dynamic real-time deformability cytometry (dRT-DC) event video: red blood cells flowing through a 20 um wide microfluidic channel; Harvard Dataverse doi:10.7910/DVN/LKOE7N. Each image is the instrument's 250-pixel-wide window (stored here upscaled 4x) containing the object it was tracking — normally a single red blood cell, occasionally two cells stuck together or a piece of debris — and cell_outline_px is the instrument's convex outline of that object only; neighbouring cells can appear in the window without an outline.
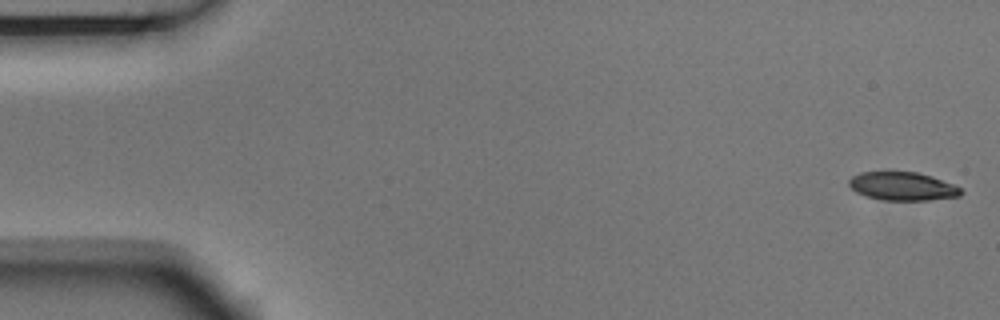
{"species": "Egyptian fruit bat (a non-hibernating species)", "species_latin": "Rousettus aegyptiacus", "temperature_condition": "room temperature", "stored_images_in_passage": 5, "camera_frame_rate_fps": 3000, "um_per_image_px": 0.085, "animal": {"sex": "male"}, "frame": {"image": 1, "passage_image": 1, "time_ms": 0.0, "image_size_px": [1000, 320], "cell_outline_px": [[964, 192], [960, 196], [928, 200], [880, 200], [864, 196], [856, 192], [848, 184], [848, 180], [852, 176], [860, 172], [916, 172], [932, 176], [952, 184], [960, 188]], "centroid_in_image_um": [76.69, 15.84], "position_along_channel_um": 8.3, "area_um2": 18.55}}
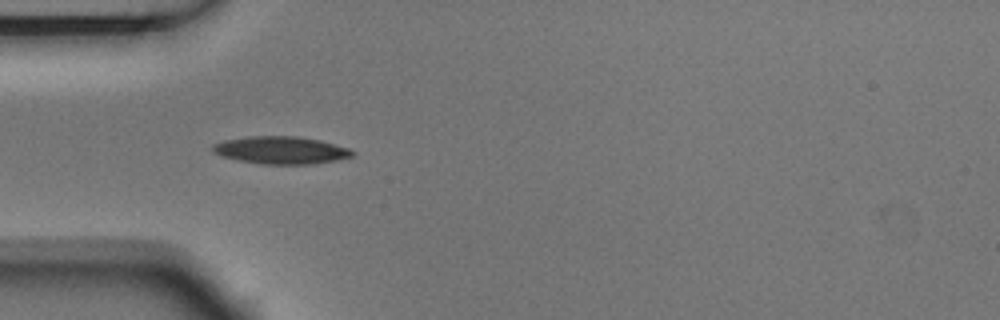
{"frame": {"image": 2, "passage_image": 5, "time_ms": 1.333, "image_size_px": [1000, 320], "cell_outline_px": [[356, 152], [352, 156], [336, 160], [308, 164], [260, 164], [240, 160], [224, 156], [212, 152], [212, 144], [224, 140], [252, 136], [296, 136], [320, 140], [348, 148]], "centroid_in_image_um": [23.88, 12.76], "position_along_channel_um": 61.1, "area_um2": 22.2}}